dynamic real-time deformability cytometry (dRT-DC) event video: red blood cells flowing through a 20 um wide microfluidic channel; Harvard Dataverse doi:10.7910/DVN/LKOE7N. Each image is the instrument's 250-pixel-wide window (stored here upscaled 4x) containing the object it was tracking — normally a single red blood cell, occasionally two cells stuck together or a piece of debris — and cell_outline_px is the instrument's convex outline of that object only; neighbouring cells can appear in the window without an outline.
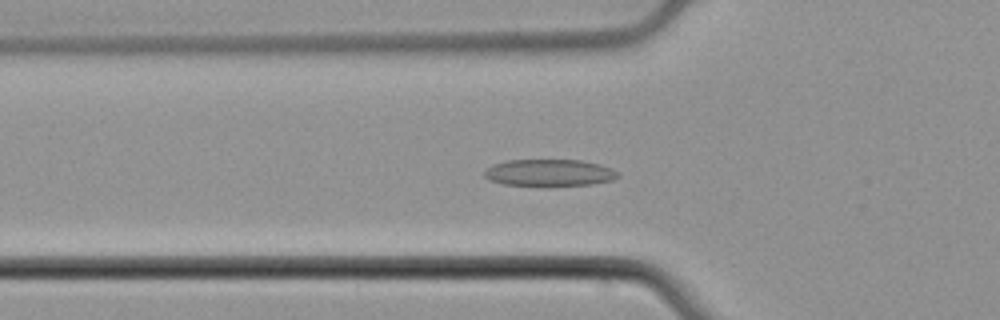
{"species": "common noctule bat (a hibernating species)", "species_latin": "Nyctalus noctula", "temperature_condition": "cold", "stored_images_in_passage": 40, "camera_frame_rate_fps": 3000, "um_per_image_px": 0.085, "animal": {"sex": "male", "body_mass_g": 21.5, "forearm_length_mm": 52.0}, "frame": {"image": 1, "passage_image": 4, "time_ms": 1.0, "image_size_px": [1000, 320], "cell_outline_px": [[620, 176], [612, 180], [592, 184], [548, 188], [544, 188], [504, 184], [488, 180], [484, 176], [484, 172], [492, 164], [504, 160], [580, 160], [600, 164], [612, 168], [620, 172]], "centroid_in_image_um": [46.7, 14.72], "position_along_channel_um": 79.1, "area_um2": 21.85}}
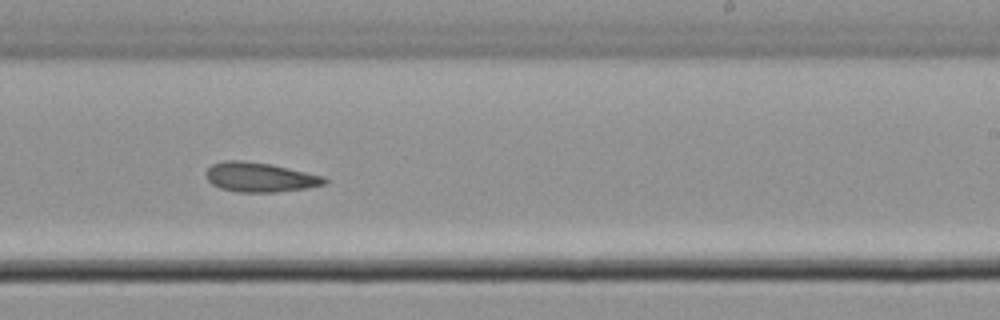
{"frame": {"image": 2, "passage_image": 19, "time_ms": 6.0, "image_size_px": [1000, 320], "cell_outline_px": [[328, 180], [324, 184], [308, 188], [276, 192], [236, 192], [220, 188], [212, 184], [208, 180], [204, 172], [212, 164], [224, 160], [244, 160], [272, 164], [324, 176]], "centroid_in_image_um": [22.07, 15.06], "position_along_channel_um": 266.9, "area_um2": 20.58}}
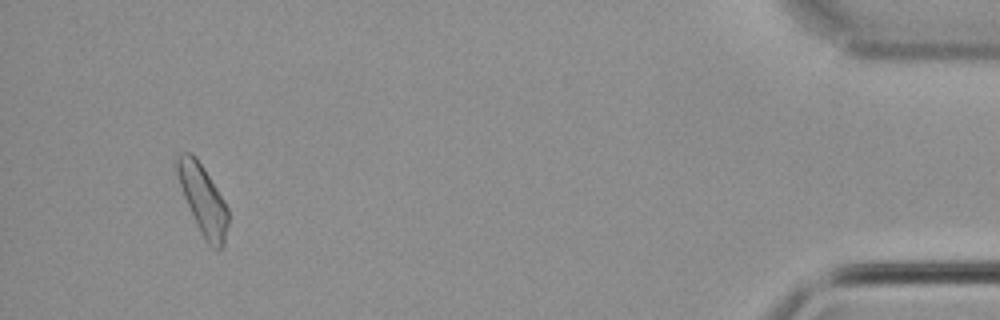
{"frame": {"image": 3, "passage_image": 37, "time_ms": 12.0, "image_size_px": [1000, 320], "cell_outline_px": [[228, 224], [224, 244], [216, 252], [208, 244], [200, 232], [184, 196], [180, 184], [176, 168], [176, 156], [180, 152], [192, 152], [196, 156], [204, 168], [224, 200], [228, 208]], "centroid_in_image_um": [17.26, 16.97], "position_along_channel_um": 417.9, "area_um2": 20.58}, "authors_computed_cell_mechanics": {"area_um2": 20.3456, "velocity_mm_per_s": 3.7628, "shape_relaxation_time_tau1_ms": null, "shape_relaxation_time_tau2_ms": 3.1206, "deformation_change_tau1": null, "deformation_change_tau2": 0.0946}}